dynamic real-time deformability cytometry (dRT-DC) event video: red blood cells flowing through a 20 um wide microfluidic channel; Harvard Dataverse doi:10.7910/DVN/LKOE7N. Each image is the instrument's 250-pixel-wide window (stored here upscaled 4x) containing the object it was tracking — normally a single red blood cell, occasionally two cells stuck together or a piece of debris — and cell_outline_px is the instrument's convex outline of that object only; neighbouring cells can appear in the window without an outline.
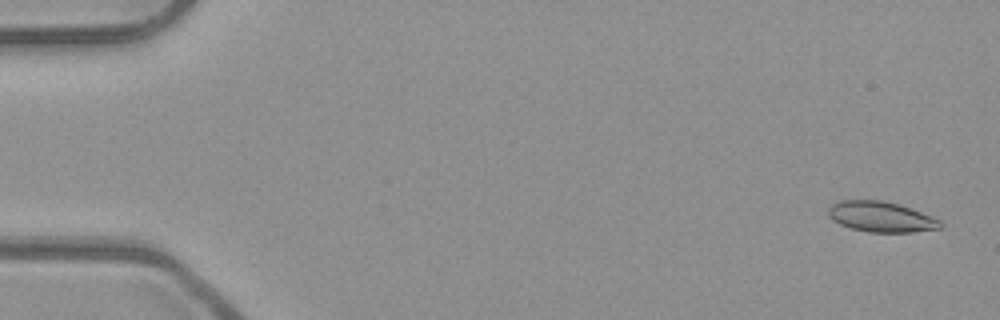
{"species": "common noctule bat (a hibernating species)", "species_latin": "Nyctalus noctula", "temperature_condition": "room temperature", "stored_images_in_passage": 6, "camera_frame_rate_fps": 3000, "um_per_image_px": 0.085, "animal": {"sex": "male", "body_mass_g": 23.1, "forearm_length_mm": 52.7}, "frame": {"image": 1, "passage_image": 1, "time_ms": 0.0, "image_size_px": [1000, 320], "cell_outline_px": [[944, 224], [940, 228], [912, 232], [868, 232], [852, 228], [840, 224], [832, 220], [828, 216], [828, 208], [832, 204], [840, 200], [884, 200], [900, 204], [912, 208], [932, 216], [940, 220]], "centroid_in_image_um": [74.9, 18.42], "position_along_channel_um": 10.1, "area_um2": 20.06}}